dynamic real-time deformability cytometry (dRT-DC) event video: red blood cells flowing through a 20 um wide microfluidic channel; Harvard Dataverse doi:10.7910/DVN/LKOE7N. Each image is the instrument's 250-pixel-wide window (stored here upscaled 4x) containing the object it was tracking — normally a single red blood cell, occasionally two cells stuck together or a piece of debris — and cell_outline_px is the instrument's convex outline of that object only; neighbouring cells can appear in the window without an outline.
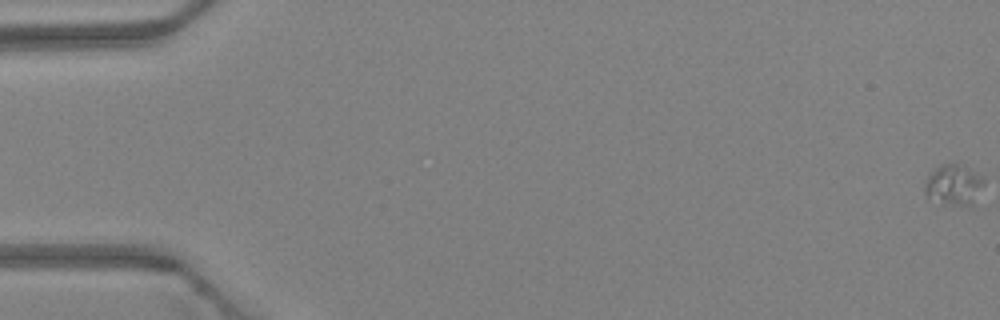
{"species": "Egyptian fruit bat (a non-hibernating species)", "species_latin": "Rousettus aegyptiacus", "temperature_condition": "warm", "stored_images_in_passage": 49, "camera_frame_rate_fps": 3000, "um_per_image_px": 0.085, "animal": {"sex": "female"}, "frame": {"image": 1, "passage_image": 1, "time_ms": 0.0, "image_size_px": [1000, 320], "cell_outline_px": [[984, 184], [972, 204], [944, 204], [928, 196], [924, 192], [924, 180], [940, 164], [964, 164], [980, 176], [984, 180]], "centroid_in_image_um": [81.04, 15.68], "position_along_channel_um": 4.0, "area_um2": 13.7}}
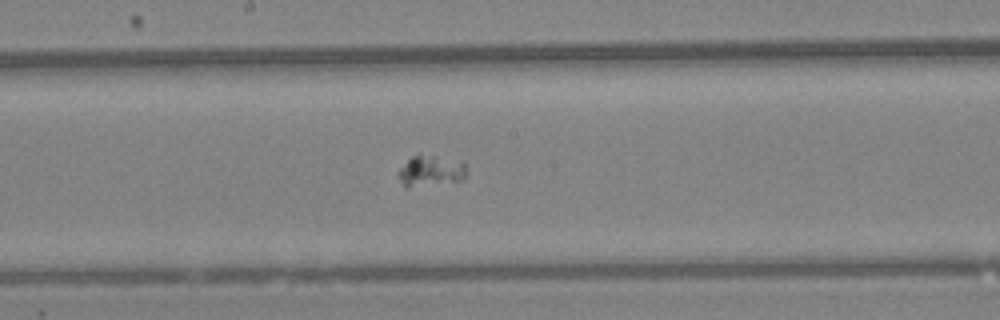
{"frame": {"image": 2, "passage_image": 27, "time_ms": 8.667, "image_size_px": [1000, 320], "cell_outline_px": [[464, 176], [456, 184], [408, 188], [404, 188], [396, 172], [412, 156], [436, 156], [464, 160]], "centroid_in_image_um": [36.62, 14.59], "position_along_channel_um": 211.6, "area_um2": 12.77}}
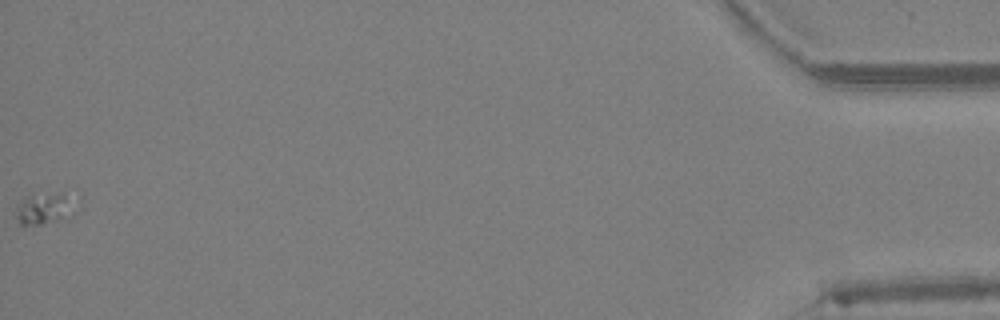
{"frame": {"image": 3, "passage_image": 49, "time_ms": 16.0, "image_size_px": [1000, 320], "cell_outline_px": [[80, 208], [72, 216], [24, 228], [20, 224], [16, 216], [16, 204], [28, 196], [64, 192], [80, 196]], "centroid_in_image_um": [3.95, 17.7], "position_along_channel_um": 431.2, "area_um2": 11.91}}